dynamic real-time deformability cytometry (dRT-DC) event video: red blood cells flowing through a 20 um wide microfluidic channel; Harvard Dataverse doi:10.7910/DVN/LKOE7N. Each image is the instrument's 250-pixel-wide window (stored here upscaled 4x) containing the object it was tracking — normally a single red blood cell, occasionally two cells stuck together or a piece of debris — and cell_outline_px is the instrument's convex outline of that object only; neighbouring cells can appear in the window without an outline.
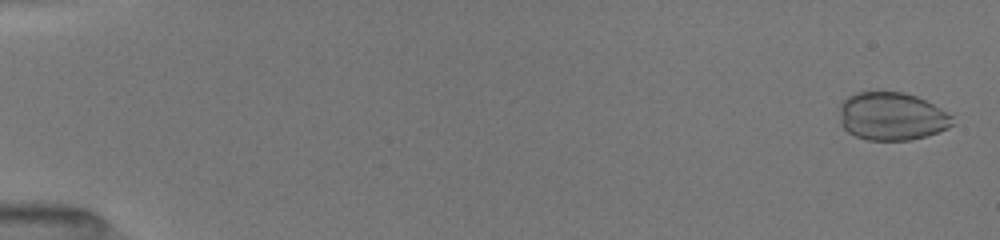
{"species": "common noctule bat (a hibernating species)", "species_latin": "Nyctalus noctula", "temperature_condition": "room temperature", "stored_images_in_passage": 24, "camera_frame_rate_fps": 3000, "um_per_image_px": 0.085, "animal": {"sex": "female", "body_mass_g": 19.5, "forearm_length_mm": 54.1}, "frame": {"image": 1, "passage_image": 2, "time_ms": 0.333, "image_size_px": [1000, 240], "cell_outline_px": [[956, 124], [948, 128], [912, 140], [868, 140], [856, 136], [848, 132], [840, 124], [840, 104], [848, 96], [856, 92], [904, 92], [916, 96], [940, 108], [952, 116]], "centroid_in_image_um": [75.79, 9.89], "position_along_channel_um": 9.2, "area_um2": 31.62}}
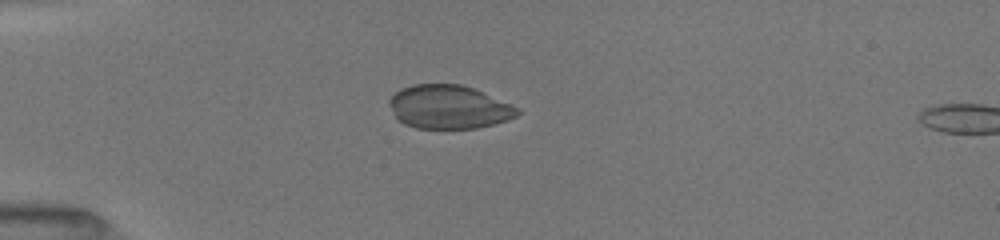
{"frame": {"image": 2, "passage_image": 20, "time_ms": 4.667, "image_size_px": [1000, 240], "cell_outline_px": [[520, 112], [516, 116], [508, 120], [496, 124], [476, 128], [416, 128], [404, 124], [396, 116], [388, 104], [388, 100], [400, 88], [412, 84], [460, 84], [472, 88], [520, 108]], "centroid_in_image_um": [38.15, 9.09], "position_along_channel_um": 46.9, "area_um2": 32.43}}